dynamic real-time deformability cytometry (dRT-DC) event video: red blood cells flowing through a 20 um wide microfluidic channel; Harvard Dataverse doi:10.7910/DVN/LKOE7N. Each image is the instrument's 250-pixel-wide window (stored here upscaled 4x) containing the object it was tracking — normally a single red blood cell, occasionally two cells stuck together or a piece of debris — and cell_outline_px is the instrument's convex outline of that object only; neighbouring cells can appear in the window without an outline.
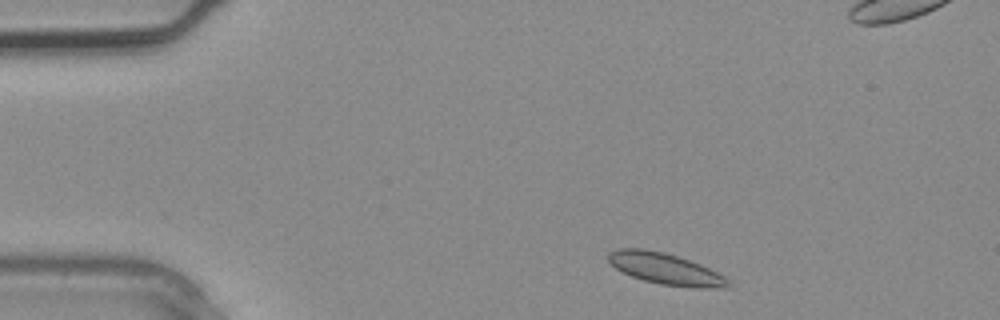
{"species": "common noctule bat (a hibernating species)", "species_latin": "Nyctalus noctula", "temperature_condition": "warm", "stored_images_in_passage": 3, "camera_frame_rate_fps": 3000, "um_per_image_px": 0.085, "animal": {"sex": "male", "body_mass_g": 20.4}, "frame": {"image": 1, "passage_image": 1, "time_ms": 0.0, "image_size_px": [1000, 320], "cell_outline_px": [[732, 280], [728, 288], [692, 288], [660, 284], [644, 280], [632, 276], [616, 268], [608, 260], [608, 252], [616, 248], [644, 248], [664, 252], [700, 264]], "centroid_in_image_um": [56.58, 22.85], "position_along_channel_um": 28.4, "area_um2": 21.91}}